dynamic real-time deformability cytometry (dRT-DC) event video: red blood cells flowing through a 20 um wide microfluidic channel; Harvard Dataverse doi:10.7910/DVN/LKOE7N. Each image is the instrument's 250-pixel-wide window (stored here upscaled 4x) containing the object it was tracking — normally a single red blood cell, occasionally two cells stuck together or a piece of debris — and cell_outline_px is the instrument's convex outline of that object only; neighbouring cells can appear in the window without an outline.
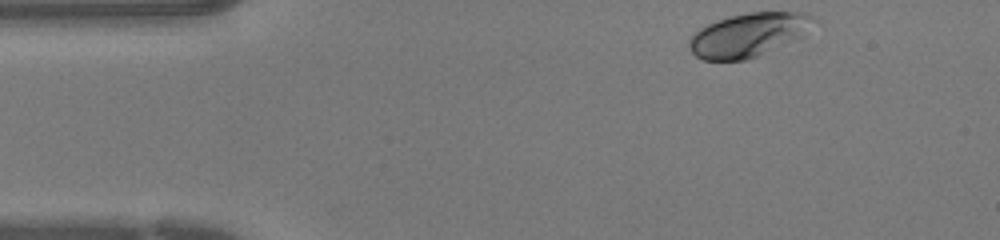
{"species": "human", "species_latin": "Homo sapiens", "temperature_condition": "warm", "stored_images_in_passage": 32, "camera_frame_rate_fps": 3000, "um_per_image_px": 0.085, "donor": {"sex": "female"}, "frame": {"image": 1, "passage_image": 1, "time_ms": 0.0, "image_size_px": [1000, 240], "cell_outline_px": [[820, 20], [800, 40], [748, 60], [704, 60], [696, 56], [688, 48], [688, 36], [700, 28], [716, 20], [728, 16], [748, 12], [804, 12]], "centroid_in_image_um": [63.69, 2.96], "position_along_channel_um": 21.3, "area_um2": 32.71}}
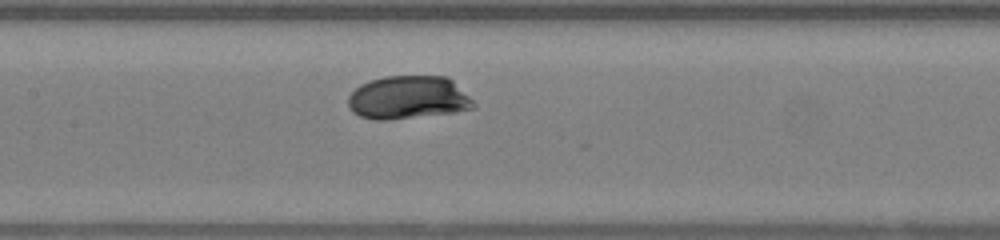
{"frame": {"image": 2, "passage_image": 16, "time_ms": 5.0, "image_size_px": [1000, 240], "cell_outline_px": [[476, 104], [472, 108], [452, 112], [384, 120], [376, 120], [360, 116], [352, 112], [348, 104], [348, 96], [360, 84], [384, 76], [448, 76]], "centroid_in_image_um": [34.66, 8.28], "position_along_channel_um": 172.7, "area_um2": 31.21}}
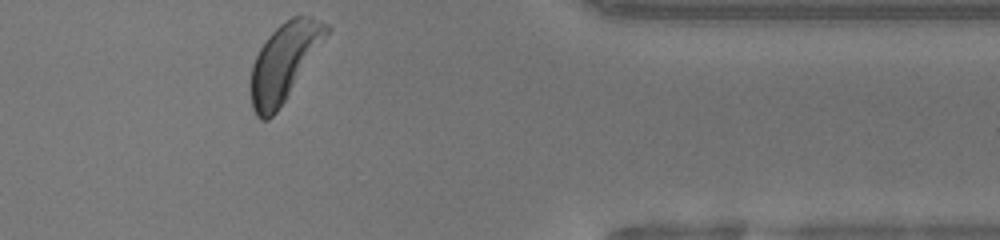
{"frame": {"image": 3, "passage_image": 32, "time_ms": 10.333, "image_size_px": [1000, 240], "cell_outline_px": [[332, 28], [288, 96], [276, 112], [268, 120], [260, 120], [256, 116], [252, 108], [248, 84], [252, 64], [260, 48], [268, 36], [280, 24], [292, 16], [312, 16], [328, 24]], "centroid_in_image_um": [24.12, 5.29], "position_along_channel_um": 387.3, "area_um2": 34.28}}